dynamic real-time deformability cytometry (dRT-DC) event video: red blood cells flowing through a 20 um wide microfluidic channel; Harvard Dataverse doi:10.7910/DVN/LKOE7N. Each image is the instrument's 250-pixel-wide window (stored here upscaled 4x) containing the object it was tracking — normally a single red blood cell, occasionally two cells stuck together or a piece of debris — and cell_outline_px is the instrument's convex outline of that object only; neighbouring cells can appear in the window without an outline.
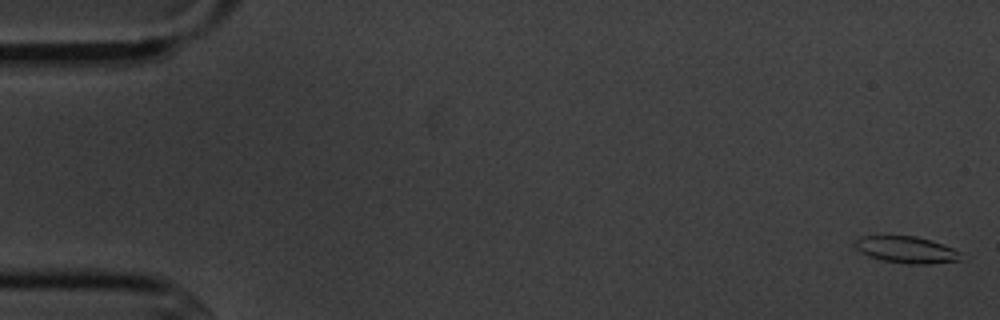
{"species": "common noctule bat (a hibernating species)", "species_latin": "Nyctalus noctula", "temperature_condition": "cold", "stored_images_in_passage": 6, "camera_frame_rate_fps": 3000, "um_per_image_px": 0.085, "animal": {"sex": "male", "body_mass_g": 20.1, "forearm_length_mm": 53.5}, "frame": {"image": 1, "passage_image": 1, "time_ms": 0.0, "image_size_px": [1000, 320], "cell_outline_px": [[968, 260], [928, 264], [908, 264], [880, 260], [868, 256], [860, 252], [856, 248], [856, 240], [860, 236], [916, 236], [932, 240], [944, 244], [960, 252]], "centroid_in_image_um": [77.13, 21.24], "position_along_channel_um": 7.9, "area_um2": 16.82}}